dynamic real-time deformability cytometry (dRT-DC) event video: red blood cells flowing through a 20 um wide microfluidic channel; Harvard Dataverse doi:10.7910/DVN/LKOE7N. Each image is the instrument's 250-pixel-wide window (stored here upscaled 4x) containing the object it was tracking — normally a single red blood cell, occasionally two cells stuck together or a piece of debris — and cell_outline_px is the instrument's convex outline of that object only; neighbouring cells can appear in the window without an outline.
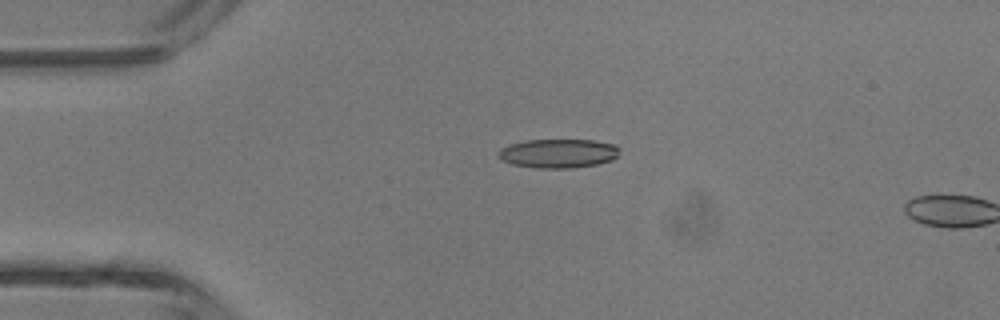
{"species": "common noctule bat (a hibernating species)", "species_latin": "Nyctalus noctula", "temperature_condition": "room temperature", "stored_images_in_passage": 4, "camera_frame_rate_fps": 3000, "um_per_image_px": 0.085, "animal": {"sex": "male", "body_mass_g": 13.3}, "frame": {"image": 1, "passage_image": 3, "time_ms": 2.333, "image_size_px": [1000, 320], "cell_outline_px": [[620, 148], [616, 156], [612, 160], [596, 164], [572, 168], [536, 168], [512, 164], [500, 160], [496, 156], [500, 148], [524, 140], [592, 140], [616, 144]], "centroid_in_image_um": [47.42, 13.04], "position_along_channel_um": 37.6, "area_um2": 20.58}}